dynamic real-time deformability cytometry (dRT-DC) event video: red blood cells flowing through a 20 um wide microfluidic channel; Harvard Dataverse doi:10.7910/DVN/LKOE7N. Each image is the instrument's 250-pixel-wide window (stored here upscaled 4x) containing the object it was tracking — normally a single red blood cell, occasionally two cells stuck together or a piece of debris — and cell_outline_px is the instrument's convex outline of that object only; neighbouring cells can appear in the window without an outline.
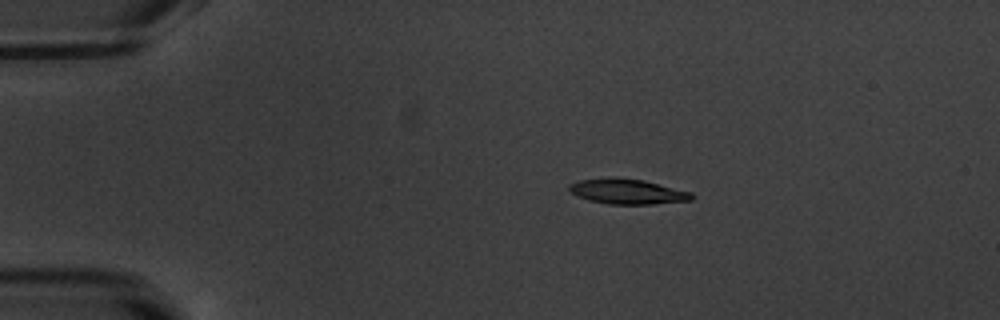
{"species": "common noctule bat (a hibernating species)", "species_latin": "Nyctalus noctula", "temperature_condition": "warm", "stored_images_in_passage": 44, "camera_frame_rate_fps": 3000, "um_per_image_px": 0.085, "animal": {"sex": "male", "body_mass_g": 20.1, "forearm_length_mm": 53.5}, "frame": {"image": 1, "passage_image": 1, "time_ms": 0.0, "image_size_px": [1000, 320], "cell_outline_px": [[696, 196], [692, 200], [652, 204], [608, 204], [588, 200], [576, 196], [568, 188], [568, 184], [580, 180], [612, 176], [644, 180], [692, 192]], "centroid_in_image_um": [53.33, 16.27], "position_along_channel_um": 31.7, "area_um2": 18.21}}
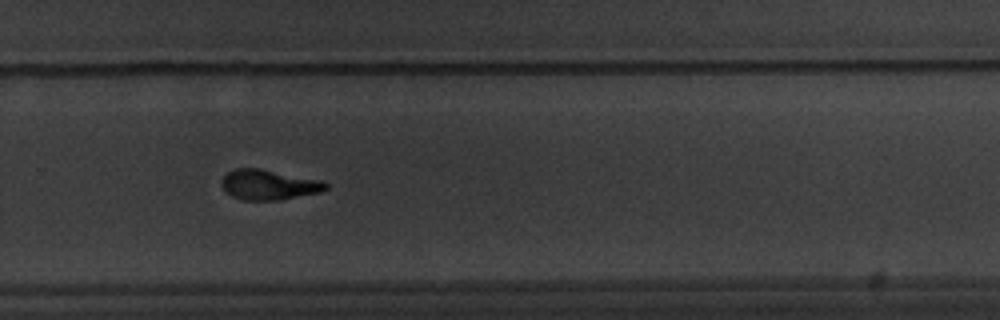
{"frame": {"image": 2, "passage_image": 27, "time_ms": 8.667, "image_size_px": [1000, 320], "cell_outline_px": [[328, 188], [320, 192], [280, 200], [244, 200], [232, 196], [220, 184], [220, 180], [228, 172], [236, 168], [260, 168], [324, 180], [328, 184]], "centroid_in_image_um": [22.88, 15.69], "position_along_channel_um": 306.9, "area_um2": 18.44}}
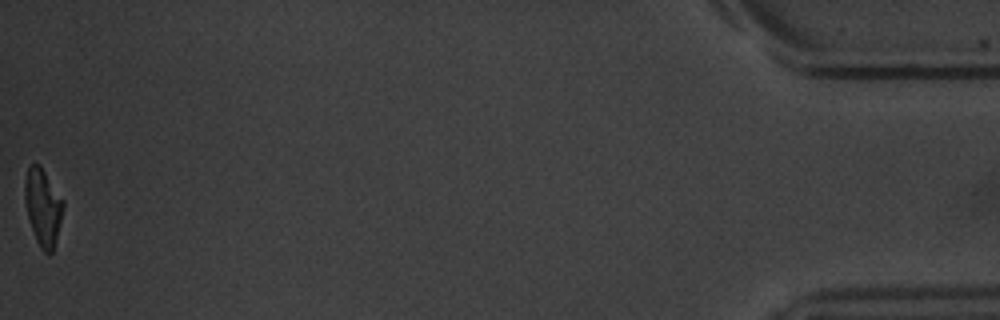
{"frame": {"image": 3, "passage_image": 44, "time_ms": 14.333, "image_size_px": [1000, 320], "cell_outline_px": [[64, 204], [52, 252], [48, 256], [40, 248], [36, 240], [28, 216], [24, 200], [24, 180], [28, 168], [32, 164], [40, 164], [64, 200]], "centroid_in_image_um": [3.63, 17.57], "position_along_channel_um": 431.6, "area_um2": 17.05}, "authors_computed_cell_mechanics": {"area_um2": 18.5249, "velocity_mm_per_s": 3.82, "shape_relaxation_time_tau1_ms": 2.5148, "shape_relaxation_time_tau2_ms": 2.2706, "deformation_change_tau1": 0.1912, "deformation_change_tau2": 0.1143}}